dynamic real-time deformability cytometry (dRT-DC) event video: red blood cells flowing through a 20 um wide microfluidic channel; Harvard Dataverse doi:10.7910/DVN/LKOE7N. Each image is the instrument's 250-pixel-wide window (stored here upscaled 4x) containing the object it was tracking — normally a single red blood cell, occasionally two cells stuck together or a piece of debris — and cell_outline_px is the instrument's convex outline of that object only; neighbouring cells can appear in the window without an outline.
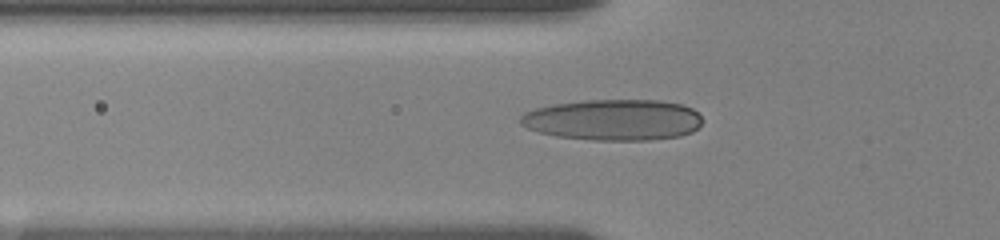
{"species": "human", "species_latin": "Homo sapiens", "temperature_condition": "room temperature", "stored_images_in_passage": 16, "camera_frame_rate_fps": 3000, "um_per_image_px": 0.085, "donor": {"sex": "female"}, "frame": {"image": 1, "passage_image": 14, "time_ms": 6.333, "image_size_px": [1000, 240], "cell_outline_px": [[704, 120], [692, 132], [680, 136], [648, 140], [592, 140], [556, 136], [540, 132], [528, 128], [520, 124], [520, 116], [524, 112], [536, 108], [552, 104], [584, 100], [660, 100], [680, 104], [692, 108]], "centroid_in_image_um": [52.12, 10.18], "position_along_channel_um": 73.7, "area_um2": 43.64}}